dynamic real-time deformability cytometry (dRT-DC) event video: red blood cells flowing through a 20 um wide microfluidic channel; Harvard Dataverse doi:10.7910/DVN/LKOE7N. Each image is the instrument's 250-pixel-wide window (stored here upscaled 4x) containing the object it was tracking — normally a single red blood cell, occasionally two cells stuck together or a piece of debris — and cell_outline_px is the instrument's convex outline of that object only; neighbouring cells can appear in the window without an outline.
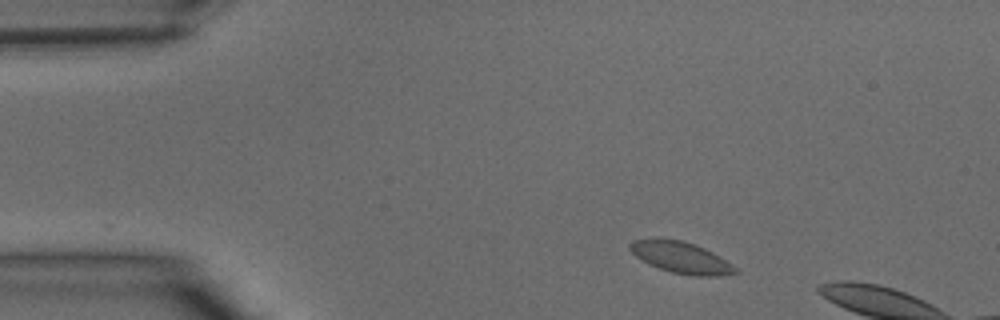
{"species": "common noctule bat (a hibernating species)", "species_latin": "Nyctalus noctula", "temperature_condition": "warm", "stored_images_in_passage": 4, "camera_frame_rate_fps": 3000, "um_per_image_px": 0.085, "animal": {"sex": "male", "body_mass_g": 15.6}, "frame": {"image": 1, "passage_image": 1, "time_ms": 0.0, "image_size_px": [1000, 320], "cell_outline_px": [[740, 272], [716, 276], [692, 276], [672, 272], [660, 268], [636, 256], [628, 248], [628, 244], [632, 240], [684, 240], [696, 244], [712, 252], [736, 268]], "centroid_in_image_um": [57.91, 21.9], "position_along_channel_um": 27.1, "area_um2": 18.67}}